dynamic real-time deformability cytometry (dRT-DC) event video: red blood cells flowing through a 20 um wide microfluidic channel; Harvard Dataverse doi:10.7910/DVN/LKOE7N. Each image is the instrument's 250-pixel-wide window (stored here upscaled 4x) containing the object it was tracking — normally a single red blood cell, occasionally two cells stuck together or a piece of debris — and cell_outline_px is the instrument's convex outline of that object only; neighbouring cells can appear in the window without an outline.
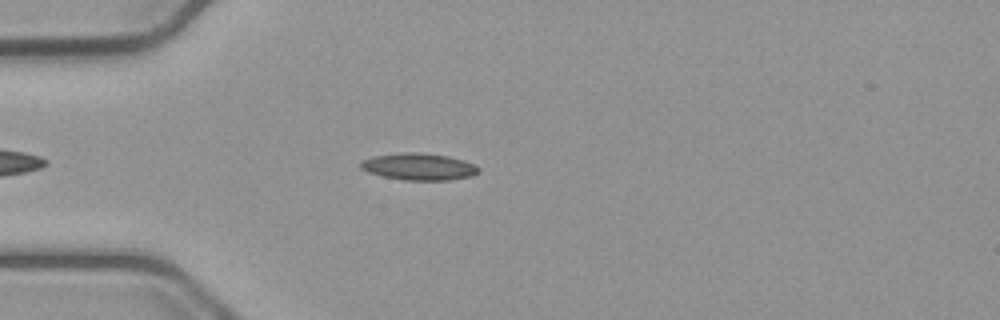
{"species": "common noctule bat (a hibernating species)", "species_latin": "Nyctalus noctula", "temperature_condition": "cold", "stored_images_in_passage": 47, "camera_frame_rate_fps": 3000, "um_per_image_px": 0.085, "animal": {"sex": "male", "body_mass_g": 23.1, "forearm_length_mm": 52.7}, "frame": {"image": 1, "passage_image": 8, "time_ms": 2.333, "image_size_px": [1000, 320], "cell_outline_px": [[480, 172], [472, 176], [448, 180], [404, 180], [384, 176], [368, 172], [360, 168], [360, 160], [372, 156], [404, 152], [420, 152], [448, 156], [464, 160], [476, 164], [480, 168]], "centroid_in_image_um": [35.62, 14.16], "position_along_channel_um": 49.4, "area_um2": 18.67}}
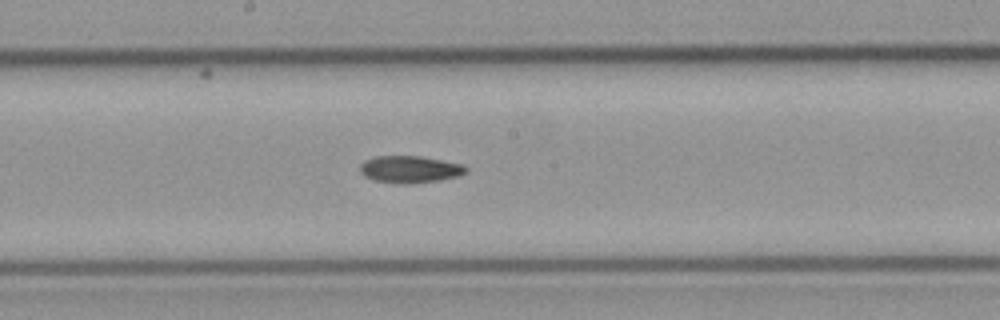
{"frame": {"image": 2, "passage_image": 22, "time_ms": 7.0, "image_size_px": [1000, 320], "cell_outline_px": [[468, 172], [460, 176], [440, 180], [412, 184], [400, 184], [372, 180], [364, 176], [360, 172], [360, 164], [364, 160], [376, 156], [420, 156], [464, 164], [468, 168]], "centroid_in_image_um": [34.86, 14.4], "position_along_channel_um": 213.3, "area_um2": 17.05}}
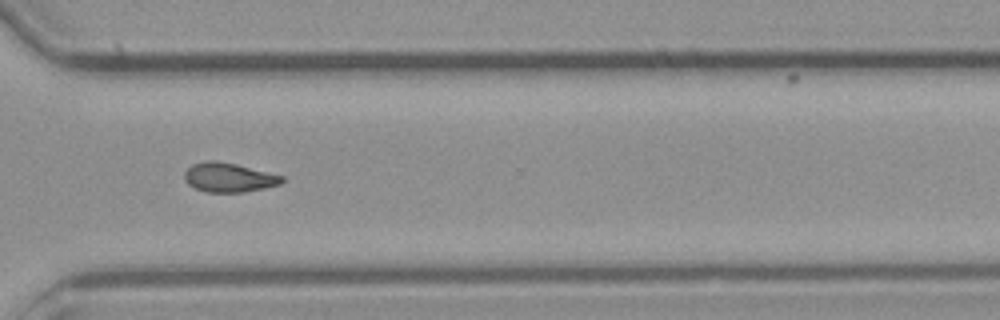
{"frame": {"image": 3, "passage_image": 33, "time_ms": 10.667, "image_size_px": [1000, 320], "cell_outline_px": [[284, 180], [280, 184], [264, 188], [244, 192], [204, 192], [188, 184], [184, 180], [184, 172], [192, 164], [208, 160], [216, 160], [236, 164], [284, 176]], "centroid_in_image_um": [19.43, 15.08], "position_along_channel_um": 351.2, "area_um2": 16.65}, "authors_computed_cell_mechanics": {"area_um2": 16.6464, "velocity_mm_per_s": 3.7802, "shape_relaxation_time_tau1_ms": null, "shape_relaxation_time_tau2_ms": 6.9669, "deformation_change_tau1": null, "deformation_change_tau2": 0.1271}}